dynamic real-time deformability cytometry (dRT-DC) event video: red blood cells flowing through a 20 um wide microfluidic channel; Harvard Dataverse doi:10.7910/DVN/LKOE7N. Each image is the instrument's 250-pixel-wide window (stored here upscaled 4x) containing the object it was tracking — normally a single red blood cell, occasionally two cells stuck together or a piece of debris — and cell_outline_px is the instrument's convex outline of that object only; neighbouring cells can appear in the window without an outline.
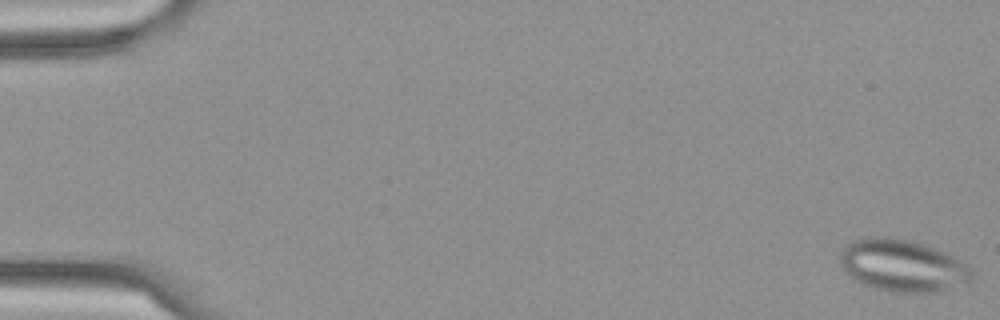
{"species": "Egyptian fruit bat (a non-hibernating species)", "species_latin": "Rousettus aegyptiacus", "temperature_condition": "cold", "stored_images_in_passage": 7, "camera_frame_rate_fps": 3000, "um_per_image_px": 0.085, "frame": {"image": 1, "passage_image": 1, "time_ms": 0.0, "image_size_px": [1000, 320], "cell_outline_px": [[972, 288], [940, 292], [892, 292], [876, 288], [864, 284], [852, 276], [844, 268], [840, 260], [840, 256], [844, 248], [852, 240], [864, 236], [888, 236], [908, 240], [944, 252], [960, 260], [972, 268]], "centroid_in_image_um": [76.84, 22.61], "position_along_channel_um": 8.2, "area_um2": 40.46}}